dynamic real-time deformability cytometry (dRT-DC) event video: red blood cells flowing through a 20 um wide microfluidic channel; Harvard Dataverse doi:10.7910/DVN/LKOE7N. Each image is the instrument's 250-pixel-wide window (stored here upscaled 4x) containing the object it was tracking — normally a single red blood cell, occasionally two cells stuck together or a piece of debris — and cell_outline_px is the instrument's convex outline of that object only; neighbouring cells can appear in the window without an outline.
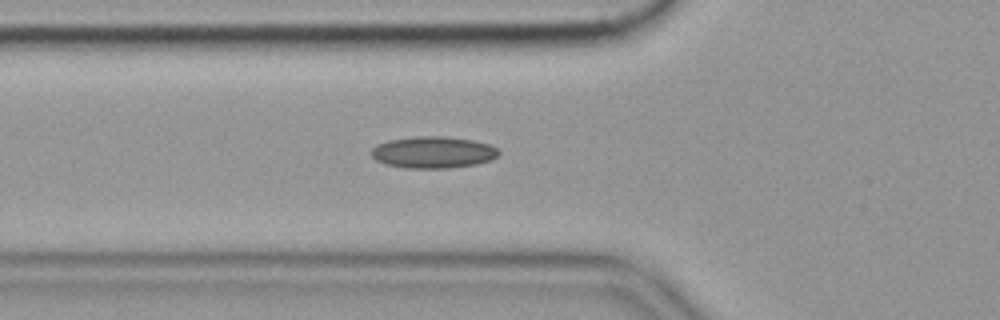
{"species": "common noctule bat (a hibernating species)", "species_latin": "Nyctalus noctula", "temperature_condition": "cold", "stored_images_in_passage": 20, "camera_frame_rate_fps": 3000, "um_per_image_px": 0.085, "animal": {"sex": "female", "body_mass_g": 19.9}, "frame": {"image": 1, "passage_image": 12, "time_ms": 3.667, "image_size_px": [1000, 320], "cell_outline_px": [[500, 152], [492, 160], [476, 164], [448, 168], [404, 168], [384, 164], [376, 160], [372, 156], [372, 148], [376, 144], [388, 140], [420, 136], [444, 136], [472, 140], [488, 144], [496, 148]], "centroid_in_image_um": [36.79, 12.95], "position_along_channel_um": 89.0, "area_um2": 23.52}}